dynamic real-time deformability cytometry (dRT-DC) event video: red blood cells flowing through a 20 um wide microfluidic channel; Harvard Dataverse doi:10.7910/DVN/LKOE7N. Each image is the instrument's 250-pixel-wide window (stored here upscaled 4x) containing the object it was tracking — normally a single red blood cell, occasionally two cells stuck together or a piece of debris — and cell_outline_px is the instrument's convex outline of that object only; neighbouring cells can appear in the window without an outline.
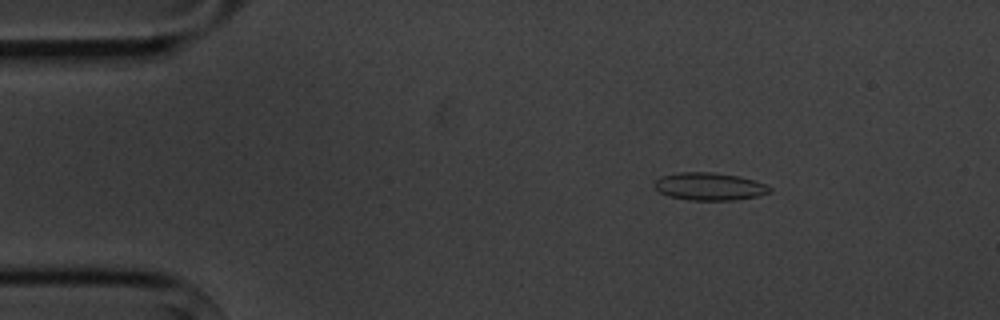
{"species": "common noctule bat (a hibernating species)", "species_latin": "Nyctalus noctula", "temperature_condition": "cold", "stored_images_in_passage": 7, "camera_frame_rate_fps": 3000, "um_per_image_px": 0.085, "animal": {"sex": "male", "body_mass_g": 20.1, "forearm_length_mm": 53.5}, "frame": {"image": 1, "passage_image": 3, "time_ms": 2.333, "image_size_px": [1000, 320], "cell_outline_px": [[772, 192], [760, 196], [732, 200], [688, 200], [668, 196], [660, 192], [652, 184], [656, 180], [664, 176], [680, 172], [712, 172], [740, 176], [756, 180], [772, 188]], "centroid_in_image_um": [60.34, 15.85], "position_along_channel_um": 24.7, "area_um2": 18.67}}
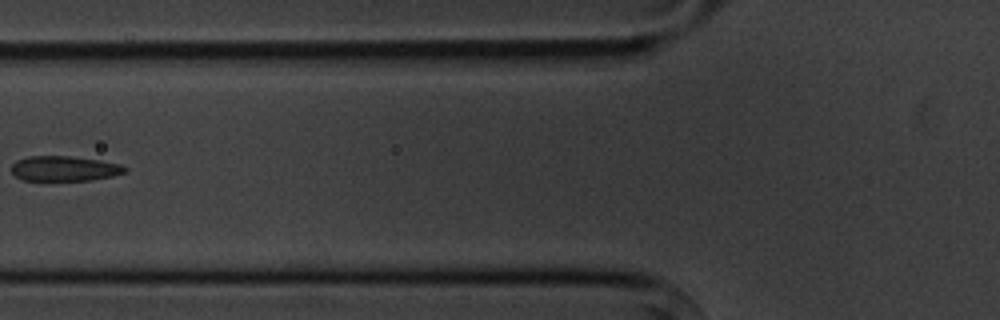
{"frame": {"image": 2, "passage_image": 6, "time_ms": 6.667, "image_size_px": [1000, 320], "cell_outline_px": [[128, 168], [124, 172], [112, 176], [92, 180], [20, 180], [12, 172], [12, 164], [16, 160], [28, 156], [72, 156], [100, 160], [120, 164]], "centroid_in_image_um": [5.46, 14.32], "position_along_channel_um": 120.3, "area_um2": 16.59}}
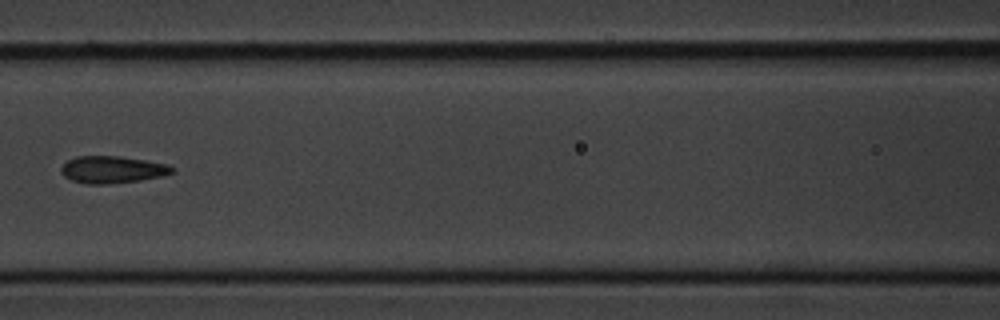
{"frame": {"image": 3, "passage_image": 7, "time_ms": 7.667, "image_size_px": [1000, 320], "cell_outline_px": [[176, 168], [172, 172], [160, 176], [140, 180], [104, 184], [84, 184], [72, 180], [64, 176], [60, 172], [60, 168], [68, 160], [76, 156], [120, 156], [168, 164]], "centroid_in_image_um": [9.52, 14.41], "position_along_channel_um": 157.1, "area_um2": 17.46}}